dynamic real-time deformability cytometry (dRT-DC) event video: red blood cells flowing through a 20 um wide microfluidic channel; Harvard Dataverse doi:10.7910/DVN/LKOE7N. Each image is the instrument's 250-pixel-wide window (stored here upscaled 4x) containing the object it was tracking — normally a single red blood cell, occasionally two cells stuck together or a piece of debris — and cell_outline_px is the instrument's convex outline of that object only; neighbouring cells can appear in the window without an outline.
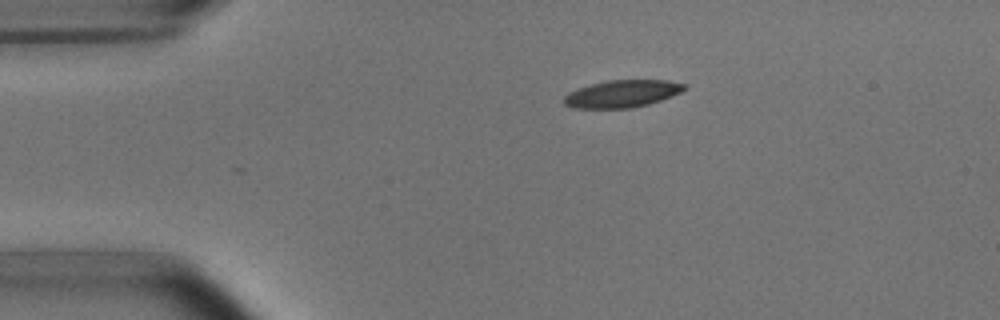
{"species": "common noctule bat (a hibernating species)", "species_latin": "Nyctalus noctula", "temperature_condition": "room temperature", "stored_images_in_passage": 3, "camera_frame_rate_fps": 3000, "um_per_image_px": 0.085, "animal": {"sex": "male", "body_mass_g": 15.6}, "frame": {"image": 1, "passage_image": 1, "time_ms": 0.0, "image_size_px": [1000, 320], "cell_outline_px": [[688, 88], [672, 96], [648, 104], [632, 108], [576, 108], [564, 104], [564, 96], [568, 92], [604, 80], [668, 80], [688, 84]], "centroid_in_image_um": [52.92, 7.96], "position_along_channel_um": 32.1, "area_um2": 19.19}}
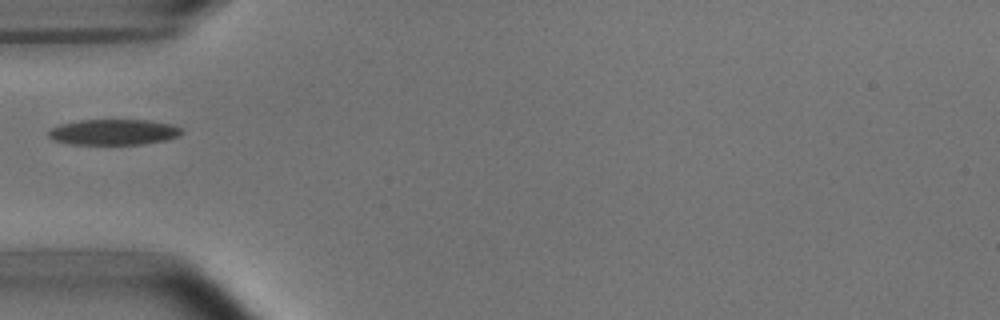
{"frame": {"image": 2, "passage_image": 3, "time_ms": 2.333, "image_size_px": [1000, 320], "cell_outline_px": [[184, 132], [180, 136], [164, 140], [140, 144], [68, 144], [52, 140], [48, 136], [48, 132], [52, 128], [60, 124], [80, 120], [152, 120], [172, 124], [180, 128]], "centroid_in_image_um": [9.66, 11.22], "position_along_channel_um": 75.3, "area_um2": 20.0}}